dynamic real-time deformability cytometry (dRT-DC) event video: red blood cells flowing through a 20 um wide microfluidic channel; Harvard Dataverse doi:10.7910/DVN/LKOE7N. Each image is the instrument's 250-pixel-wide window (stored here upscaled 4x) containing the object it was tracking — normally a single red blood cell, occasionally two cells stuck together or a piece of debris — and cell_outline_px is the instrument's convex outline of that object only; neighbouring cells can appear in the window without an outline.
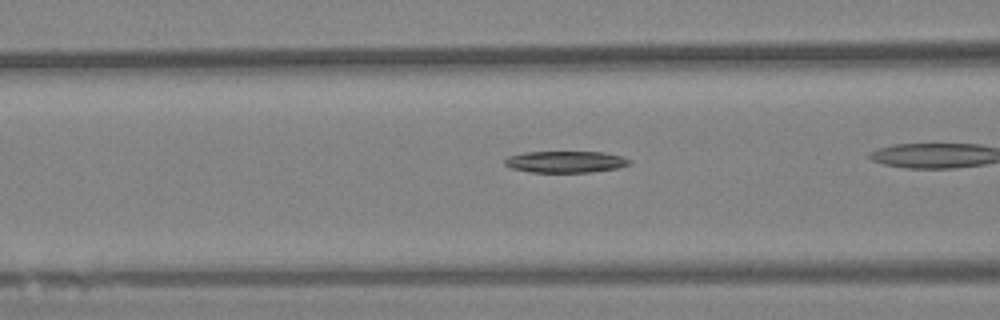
{"species": "Egyptian fruit bat (a non-hibernating species)", "species_latin": "Rousettus aegyptiacus", "temperature_condition": "warm", "stored_images_in_passage": 34, "camera_frame_rate_fps": 3000, "um_per_image_px": 0.085, "animal": {"sex": "female"}, "frame": {"image": 1, "passage_image": 10, "time_ms": 3.0, "image_size_px": [1000, 320], "cell_outline_px": [[632, 164], [620, 168], [592, 172], [532, 172], [512, 168], [504, 164], [504, 160], [508, 156], [524, 152], [604, 152], [620, 156], [632, 160]], "centroid_in_image_um": [48.12, 13.75], "position_along_channel_um": 118.5, "area_um2": 15.78}}